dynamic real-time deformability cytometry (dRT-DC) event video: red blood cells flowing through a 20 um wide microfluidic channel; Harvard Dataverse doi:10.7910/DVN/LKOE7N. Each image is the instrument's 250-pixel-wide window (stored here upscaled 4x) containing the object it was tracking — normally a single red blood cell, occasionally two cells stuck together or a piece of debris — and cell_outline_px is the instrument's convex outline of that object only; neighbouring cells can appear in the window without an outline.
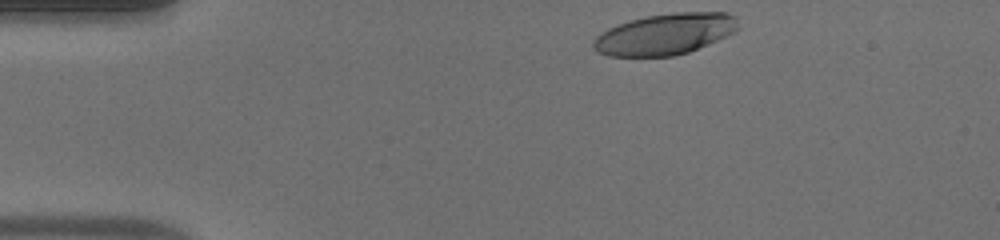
{"species": "human", "species_latin": "Homo sapiens", "temperature_condition": "warm", "stored_images_in_passage": 36, "camera_frame_rate_fps": 3000, "um_per_image_px": 0.085, "donor": {"sex": "male"}, "frame": {"image": 1, "passage_image": 1, "time_ms": 0.0, "image_size_px": [1000, 240], "cell_outline_px": [[740, 28], [708, 44], [688, 52], [672, 56], [608, 56], [596, 52], [592, 48], [592, 40], [600, 32], [616, 24], [628, 20], [648, 16], [676, 12], [728, 12], [736, 16]], "centroid_in_image_um": [56.48, 2.89], "position_along_channel_um": 28.5, "area_um2": 34.91}}
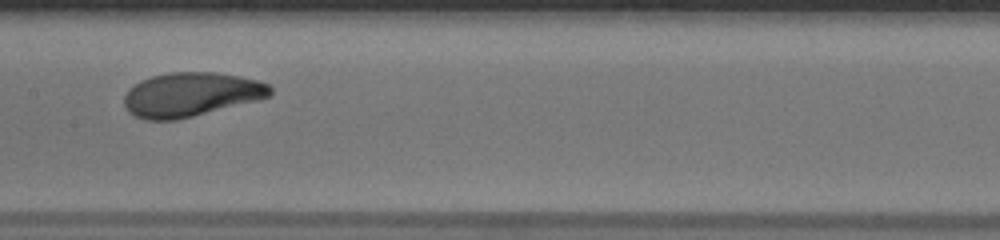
{"frame": {"image": 2, "passage_image": 19, "time_ms": 6.0, "image_size_px": [1000, 240], "cell_outline_px": [[272, 92], [268, 96], [260, 100], [176, 120], [144, 120], [128, 112], [124, 108], [124, 96], [128, 88], [140, 80], [152, 76], [168, 72], [216, 72], [240, 76], [256, 80], [268, 84], [272, 88]], "centroid_in_image_um": [16.2, 8.03], "position_along_channel_um": 191.2, "area_um2": 37.8}}
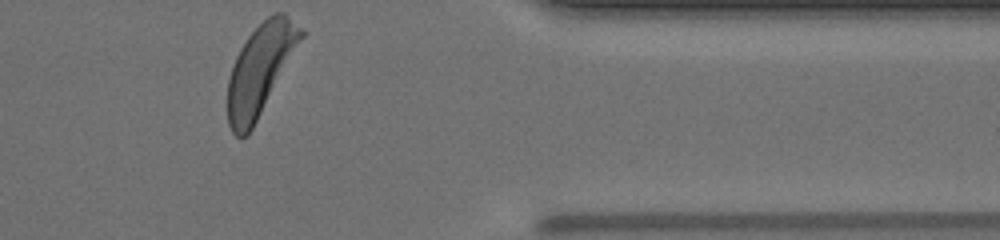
{"frame": {"image": 3, "passage_image": 36, "time_ms": 11.667, "image_size_px": [1000, 240], "cell_outline_px": [[304, 36], [248, 136], [240, 140], [232, 132], [228, 124], [228, 80], [236, 56], [240, 48], [248, 36], [268, 16], [276, 12], [284, 12], [304, 32]], "centroid_in_image_um": [22.1, 5.95], "position_along_channel_um": 389.3, "area_um2": 38.03}, "authors_computed_cell_mechanics": {"area_um2": 37.1076, "velocity_mm_per_s": 3.8297, "shape_relaxation_time_tau1_ms": 3.2413, "shape_relaxation_time_tau2_ms": 6.1767, "deformation_change_tau1": 0.1729, "deformation_change_tau2": 0.145}}